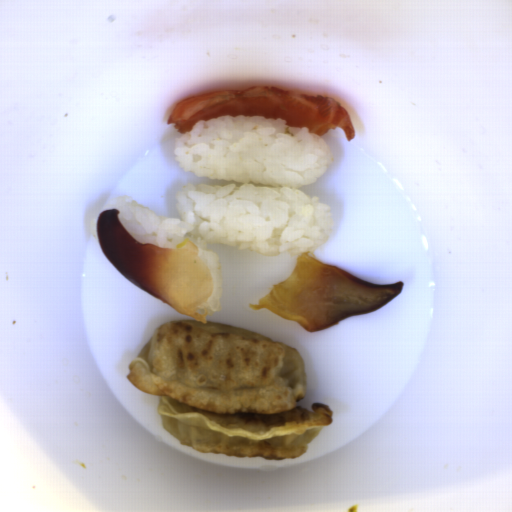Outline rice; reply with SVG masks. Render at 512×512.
<instances>
[{
	"instance_id": "1",
	"label": "rice",
	"mask_w": 512,
	"mask_h": 512,
	"mask_svg": "<svg viewBox=\"0 0 512 512\" xmlns=\"http://www.w3.org/2000/svg\"><path fill=\"white\" fill-rule=\"evenodd\" d=\"M183 171L229 185H183L176 194L180 218L160 217L134 197L113 201L124 230L140 244L179 249L186 242L208 268L212 294L198 309L221 312L223 270L210 244L263 256L320 250L333 236V214L301 187L315 184L334 162L326 141L308 127L263 116H219L198 121L176 137Z\"/></svg>"
}]
</instances>
